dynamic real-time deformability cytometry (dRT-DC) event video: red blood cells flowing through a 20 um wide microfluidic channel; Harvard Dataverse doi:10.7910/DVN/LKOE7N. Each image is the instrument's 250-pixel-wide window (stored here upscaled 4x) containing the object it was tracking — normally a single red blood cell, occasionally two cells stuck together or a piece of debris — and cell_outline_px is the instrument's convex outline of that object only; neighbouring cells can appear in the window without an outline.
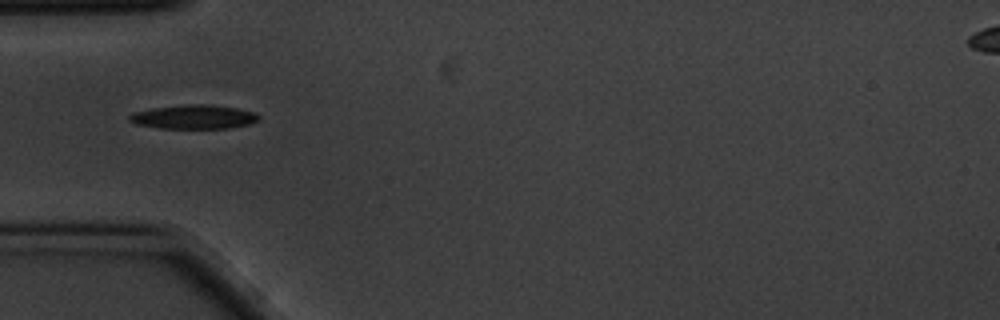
{"species": "common noctule bat (a hibernating species)", "species_latin": "Nyctalus noctula", "temperature_condition": "cold", "stored_images_in_passage": 11, "camera_frame_rate_fps": 3000, "um_per_image_px": 0.085, "animal": {"sex": "male", "body_mass_g": 20.1, "forearm_length_mm": 53.5}, "frame": {"image": 1, "passage_image": 1, "time_ms": 0.0, "image_size_px": [1000, 320], "cell_outline_px": [[260, 120], [248, 124], [228, 128], [160, 128], [136, 124], [128, 120], [128, 116], [132, 112], [152, 108], [188, 104], [204, 104], [236, 108], [256, 112], [260, 116]], "centroid_in_image_um": [16.47, 9.93], "position_along_channel_um": 68.5, "area_um2": 18.09}}
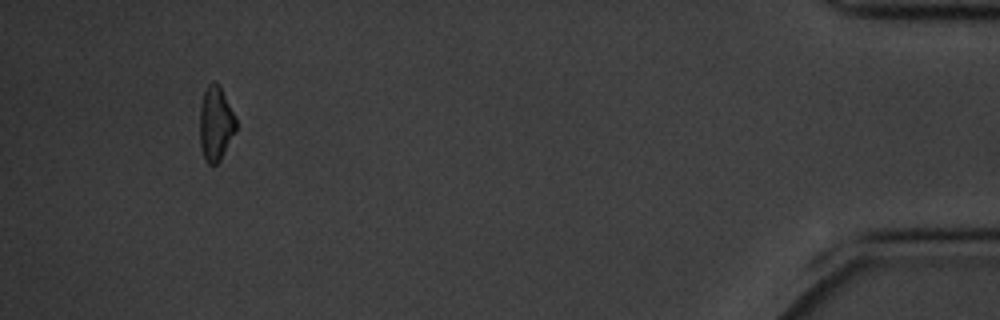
{"frame": {"image": 2, "passage_image": 10, "time_ms": 3.0, "image_size_px": [1000, 320], "cell_outline_px": [[236, 132], [220, 160], [216, 164], [208, 164], [204, 160], [200, 144], [200, 108], [204, 92], [208, 84], [212, 80], [220, 84], [236, 116]], "centroid_in_image_um": [18.35, 10.48], "position_along_channel_um": 416.9, "area_um2": 16.01}}